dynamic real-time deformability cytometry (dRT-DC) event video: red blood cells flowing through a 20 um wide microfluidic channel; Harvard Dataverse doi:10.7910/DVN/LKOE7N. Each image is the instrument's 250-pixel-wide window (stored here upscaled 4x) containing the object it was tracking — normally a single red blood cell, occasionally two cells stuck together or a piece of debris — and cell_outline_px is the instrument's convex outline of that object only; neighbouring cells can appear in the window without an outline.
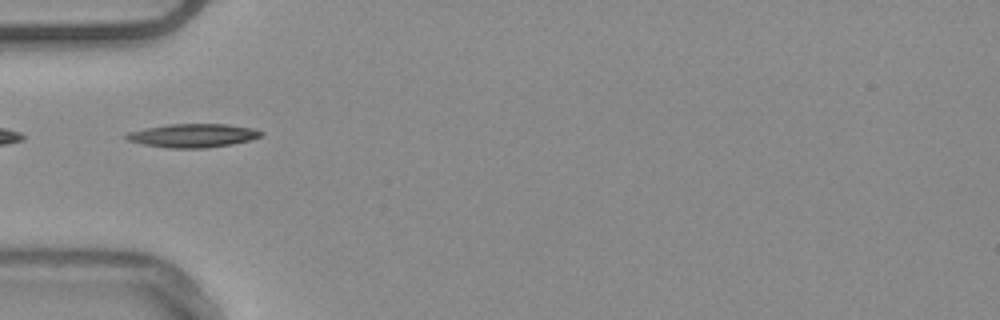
{"species": "common noctule bat (a hibernating species)", "species_latin": "Nyctalus noctula", "temperature_condition": "warm", "stored_images_in_passage": 18, "camera_frame_rate_fps": 3000, "um_per_image_px": 0.085, "animal": {"sex": "male", "body_mass_g": 20.4}, "frame": {"image": 1, "passage_image": 1, "time_ms": 0.0, "image_size_px": [1000, 320], "cell_outline_px": [[264, 132], [260, 136], [248, 140], [232, 144], [204, 148], [168, 148], [144, 144], [128, 140], [124, 136], [128, 132], [168, 124], [224, 124], [256, 128]], "centroid_in_image_um": [16.42, 11.52], "position_along_channel_um": 68.6, "area_um2": 18.32}}